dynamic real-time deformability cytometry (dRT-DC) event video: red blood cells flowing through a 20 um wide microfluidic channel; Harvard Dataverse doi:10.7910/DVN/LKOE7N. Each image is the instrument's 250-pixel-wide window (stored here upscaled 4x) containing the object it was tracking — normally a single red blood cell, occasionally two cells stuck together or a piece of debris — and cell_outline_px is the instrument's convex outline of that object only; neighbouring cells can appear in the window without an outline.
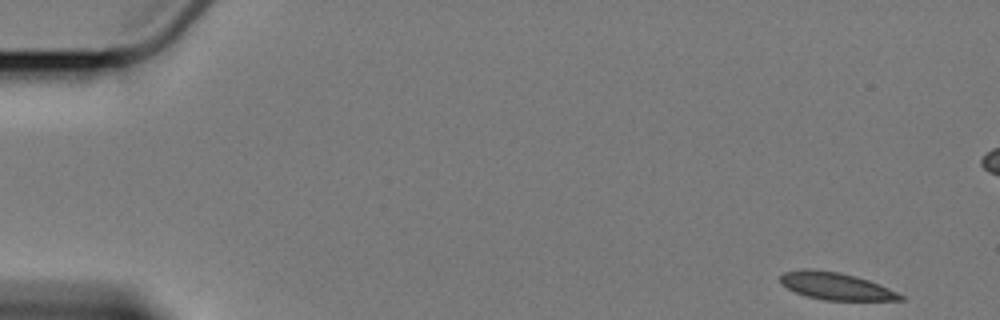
{"species": "Egyptian fruit bat (a non-hibernating species)", "species_latin": "Rousettus aegyptiacus", "temperature_condition": "cold", "stored_images_in_passage": 5, "camera_frame_rate_fps": 3000, "um_per_image_px": 0.085, "animal": {"sex": "female"}, "frame": {"image": 1, "passage_image": 1, "time_ms": 0.0, "image_size_px": [1000, 320], "cell_outline_px": [[904, 300], [824, 300], [808, 296], [796, 292], [780, 284], [780, 276], [784, 272], [800, 268], [812, 268], [840, 272], [856, 276], [868, 280], [896, 292], [904, 296]], "centroid_in_image_um": [70.99, 24.3], "position_along_channel_um": 14.0, "area_um2": 19.02}}
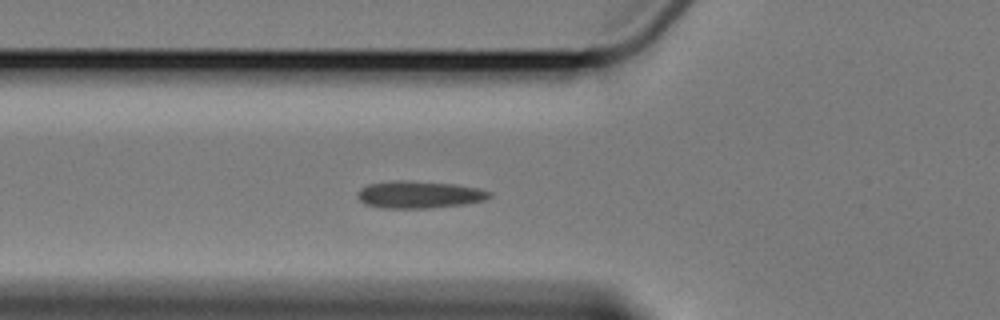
{"frame": {"image": 2, "passage_image": 5, "time_ms": 6.0, "image_size_px": [1000, 320], "cell_outline_px": [[492, 196], [484, 200], [464, 204], [432, 208], [380, 208], [364, 204], [356, 196], [356, 192], [360, 188], [368, 184], [396, 180], [400, 180], [452, 184], [476, 188], [492, 192]], "centroid_in_image_um": [35.57, 16.55], "position_along_channel_um": 90.2, "area_um2": 20.92}}